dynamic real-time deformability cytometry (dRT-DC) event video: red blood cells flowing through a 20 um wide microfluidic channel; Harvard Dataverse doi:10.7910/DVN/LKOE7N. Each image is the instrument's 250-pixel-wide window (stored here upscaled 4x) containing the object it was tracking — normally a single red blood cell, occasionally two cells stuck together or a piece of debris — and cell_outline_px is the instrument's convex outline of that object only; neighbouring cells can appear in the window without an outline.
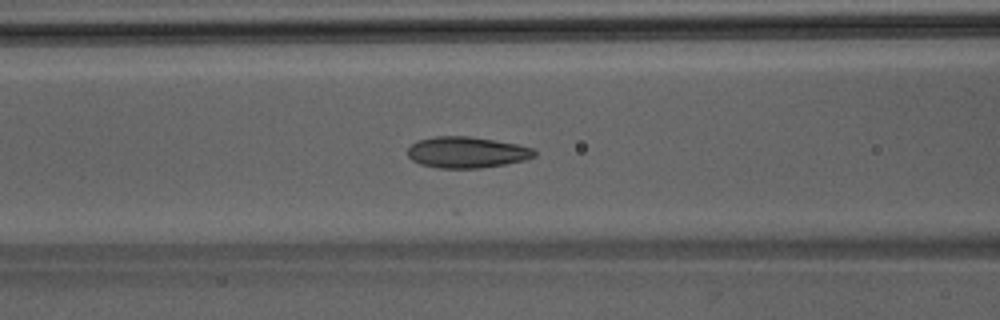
{"species": "Egyptian fruit bat (a non-hibernating species)", "species_latin": "Rousettus aegyptiacus", "temperature_condition": "room temperature", "stored_images_in_passage": 39, "camera_frame_rate_fps": 3000, "um_per_image_px": 0.085, "animal": {"sex": "male"}, "frame": {"image": 1, "passage_image": 10, "time_ms": 3.0, "image_size_px": [1000, 320], "cell_outline_px": [[536, 156], [524, 160], [504, 164], [480, 168], [436, 168], [420, 164], [412, 160], [408, 156], [408, 148], [412, 144], [420, 140], [436, 136], [468, 136], [496, 140], [516, 144], [532, 148], [536, 152]], "centroid_in_image_um": [39.67, 12.95], "position_along_channel_um": 126.9, "area_um2": 22.95}}
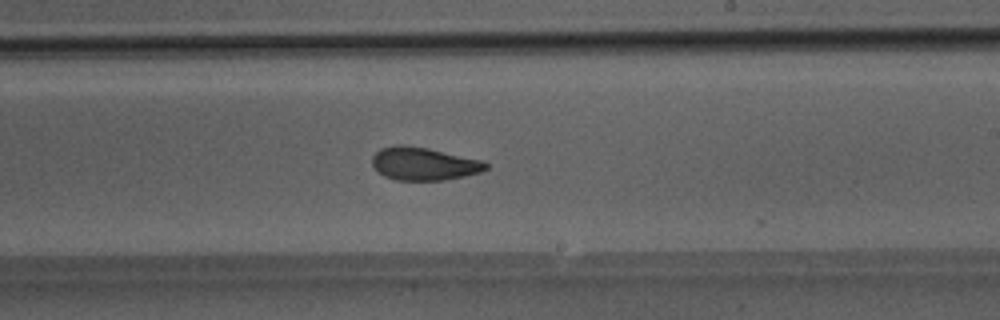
{"frame": {"image": 2, "passage_image": 19, "time_ms": 6.0, "image_size_px": [1000, 320], "cell_outline_px": [[488, 168], [480, 172], [464, 176], [444, 180], [396, 180], [384, 176], [372, 164], [372, 156], [380, 148], [396, 144], [404, 144], [428, 148], [484, 160], [488, 164]], "centroid_in_image_um": [36.03, 13.9], "position_along_channel_um": 253.0, "area_um2": 21.96}}
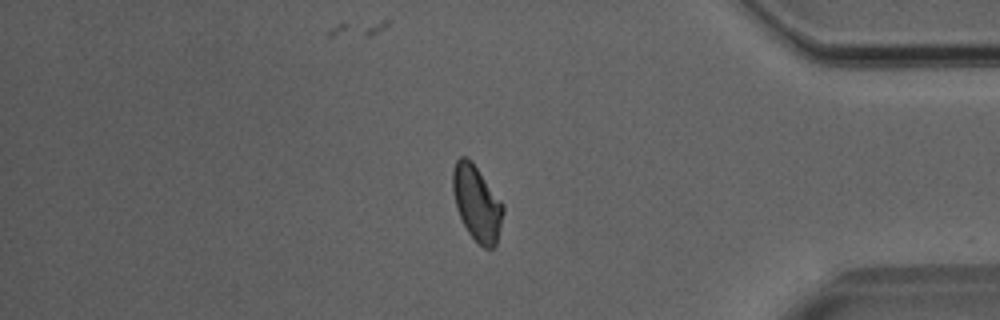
{"frame": {"image": 3, "passage_image": 31, "time_ms": 10.0, "image_size_px": [1000, 320], "cell_outline_px": [[504, 212], [496, 244], [492, 248], [484, 248], [468, 232], [456, 208], [452, 188], [452, 172], [456, 160], [460, 156], [468, 156], [472, 160], [504, 204]], "centroid_in_image_um": [40.53, 17.22], "position_along_channel_um": 394.7, "area_um2": 22.14}}